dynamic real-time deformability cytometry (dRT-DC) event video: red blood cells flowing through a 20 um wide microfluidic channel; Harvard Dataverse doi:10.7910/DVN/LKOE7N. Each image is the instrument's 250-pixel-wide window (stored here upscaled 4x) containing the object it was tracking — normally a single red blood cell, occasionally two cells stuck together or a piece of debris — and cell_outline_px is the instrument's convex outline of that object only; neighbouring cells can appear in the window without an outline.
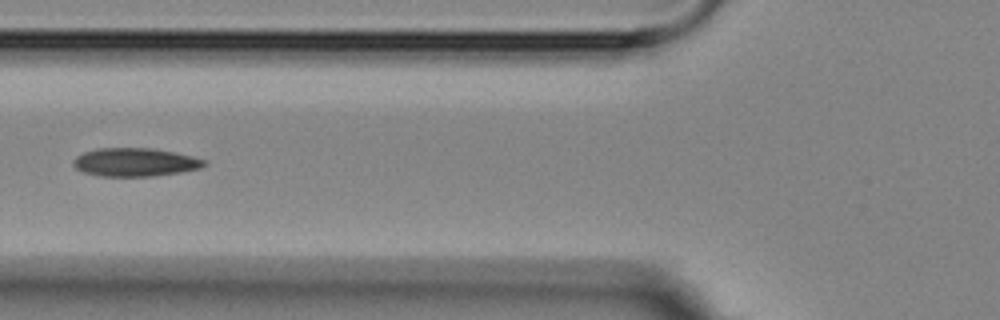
{"species": "Egyptian fruit bat (a non-hibernating species)", "species_latin": "Rousettus aegyptiacus", "temperature_condition": "room temperature", "stored_images_in_passage": 6, "camera_frame_rate_fps": 3000, "um_per_image_px": 0.085, "animal": {"sex": "female"}, "frame": {"image": 1, "passage_image": 6, "time_ms": 5.667, "image_size_px": [1000, 320], "cell_outline_px": [[208, 164], [200, 168], [180, 172], [152, 176], [100, 176], [84, 172], [76, 168], [72, 164], [72, 160], [76, 156], [84, 152], [96, 148], [152, 148], [192, 156], [204, 160]], "centroid_in_image_um": [11.45, 13.78], "position_along_channel_um": 114.4, "area_um2": 21.56}}